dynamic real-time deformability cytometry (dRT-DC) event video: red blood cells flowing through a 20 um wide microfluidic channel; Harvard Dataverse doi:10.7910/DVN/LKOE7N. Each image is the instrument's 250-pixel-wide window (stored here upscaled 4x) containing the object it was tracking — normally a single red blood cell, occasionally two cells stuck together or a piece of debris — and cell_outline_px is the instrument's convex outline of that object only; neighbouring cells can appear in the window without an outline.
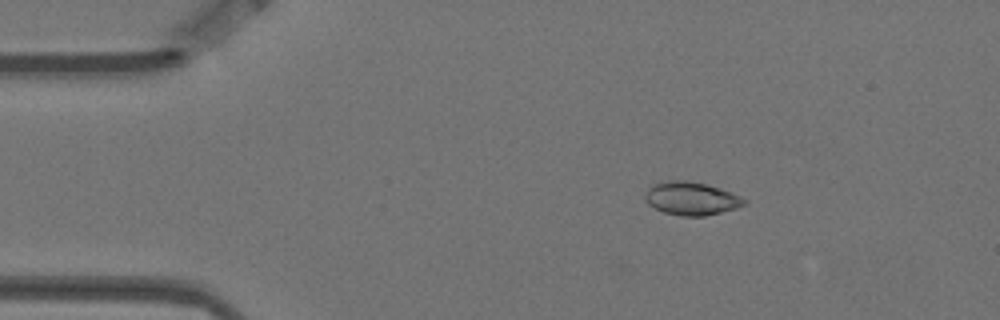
{"species": "Egyptian fruit bat (a non-hibernating species)", "species_latin": "Rousettus aegyptiacus", "temperature_condition": "warm", "stored_images_in_passage": 4, "camera_frame_rate_fps": 3000, "um_per_image_px": 0.085, "animal": {"sex": "female"}, "frame": {"image": 1, "passage_image": 2, "time_ms": 0.333, "image_size_px": [1000, 320], "cell_outline_px": [[748, 204], [736, 208], [704, 216], [680, 216], [664, 212], [648, 204], [644, 200], [644, 196], [648, 188], [652, 184], [668, 180], [688, 180], [708, 184], [732, 192], [748, 200]], "centroid_in_image_um": [58.77, 16.86], "position_along_channel_um": 26.2, "area_um2": 19.42}}